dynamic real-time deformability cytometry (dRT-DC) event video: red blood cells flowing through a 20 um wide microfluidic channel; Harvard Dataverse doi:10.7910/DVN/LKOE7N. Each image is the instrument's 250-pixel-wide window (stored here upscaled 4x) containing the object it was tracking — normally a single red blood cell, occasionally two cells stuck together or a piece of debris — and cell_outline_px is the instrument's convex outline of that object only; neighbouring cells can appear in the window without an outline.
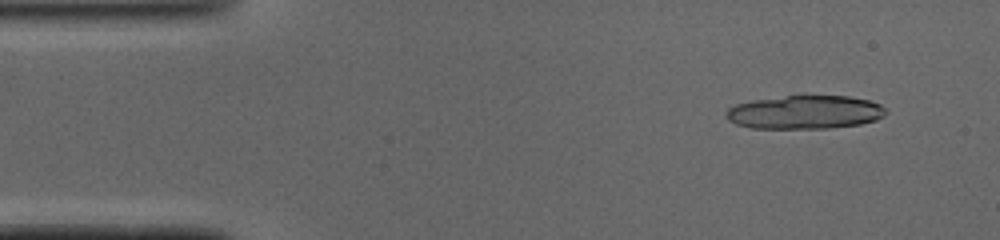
{"species": "common noctule bat (a hibernating species)", "species_latin": "Nyctalus noctula", "temperature_condition": "cold", "stored_images_in_passage": 22, "camera_frame_rate_fps": 3000, "um_per_image_px": 0.085, "animal": {"sex": "male", "body_mass_g": 19.0, "forearm_length_mm": 50.8}, "frame": {"image": 1, "passage_image": 4, "time_ms": 1.0, "image_size_px": [1000, 240], "cell_outline_px": [[888, 112], [884, 116], [876, 120], [860, 124], [828, 128], [752, 128], [736, 124], [728, 120], [724, 116], [724, 112], [728, 108], [736, 104], [752, 100], [784, 96], [848, 96], [868, 100], [880, 104]], "centroid_in_image_um": [68.4, 9.54], "position_along_channel_um": 16.6, "area_um2": 31.27}}